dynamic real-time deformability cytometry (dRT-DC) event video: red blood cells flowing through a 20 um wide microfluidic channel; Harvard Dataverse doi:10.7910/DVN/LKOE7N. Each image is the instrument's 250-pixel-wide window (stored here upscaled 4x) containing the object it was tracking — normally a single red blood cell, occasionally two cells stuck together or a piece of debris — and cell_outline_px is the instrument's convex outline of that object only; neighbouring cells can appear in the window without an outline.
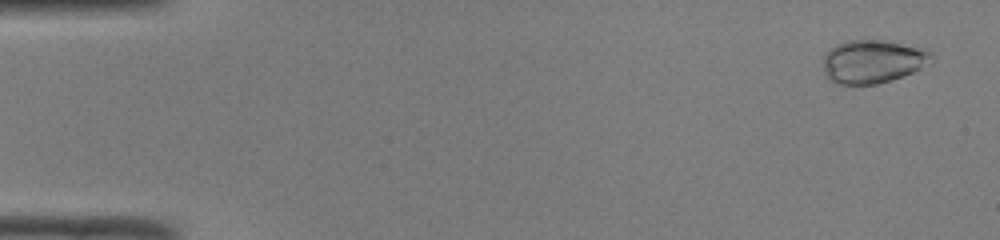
{"species": "common noctule bat (a hibernating species)", "species_latin": "Nyctalus noctula", "temperature_condition": "room temperature", "stored_images_in_passage": 6, "camera_frame_rate_fps": 3000, "um_per_image_px": 0.085, "animal": {"sex": "male", "body_mass_g": 19.0, "forearm_length_mm": 50.8}, "frame": {"image": 1, "passage_image": 3, "time_ms": 0.667, "image_size_px": [1000, 240], "cell_outline_px": [[932, 56], [920, 68], [912, 72], [892, 80], [876, 84], [836, 84], [828, 80], [824, 72], [824, 56], [836, 44], [848, 40], [880, 40], [928, 48], [932, 52]], "centroid_in_image_um": [74.16, 5.22], "position_along_channel_um": 10.8, "area_um2": 27.17}}